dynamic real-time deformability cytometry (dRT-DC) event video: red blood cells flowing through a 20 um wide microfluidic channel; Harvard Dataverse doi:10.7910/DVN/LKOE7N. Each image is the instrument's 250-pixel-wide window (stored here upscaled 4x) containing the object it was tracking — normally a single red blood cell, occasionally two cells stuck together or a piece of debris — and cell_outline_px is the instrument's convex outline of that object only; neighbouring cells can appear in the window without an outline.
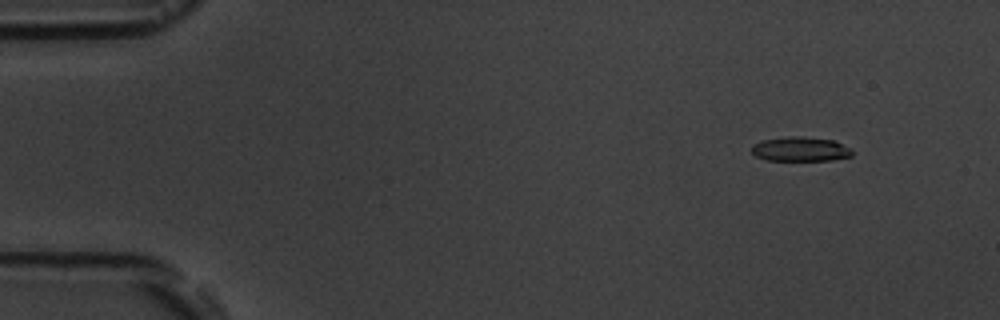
{"species": "common noctule bat (a hibernating species)", "species_latin": "Nyctalus noctula", "temperature_condition": "room temperature", "stored_images_in_passage": 4, "camera_frame_rate_fps": 3000, "um_per_image_px": 0.085, "animal": {"sex": "male", "body_mass_g": 19.5, "forearm_length_mm": 54.6}, "frame": {"image": 1, "passage_image": 2, "time_ms": 1.0, "image_size_px": [1000, 320], "cell_outline_px": [[852, 156], [832, 160], [768, 160], [756, 156], [752, 152], [752, 144], [764, 140], [792, 136], [800, 136], [832, 140], [852, 148]], "centroid_in_image_um": [68.06, 12.68], "position_along_channel_um": 16.9, "area_um2": 14.16}}